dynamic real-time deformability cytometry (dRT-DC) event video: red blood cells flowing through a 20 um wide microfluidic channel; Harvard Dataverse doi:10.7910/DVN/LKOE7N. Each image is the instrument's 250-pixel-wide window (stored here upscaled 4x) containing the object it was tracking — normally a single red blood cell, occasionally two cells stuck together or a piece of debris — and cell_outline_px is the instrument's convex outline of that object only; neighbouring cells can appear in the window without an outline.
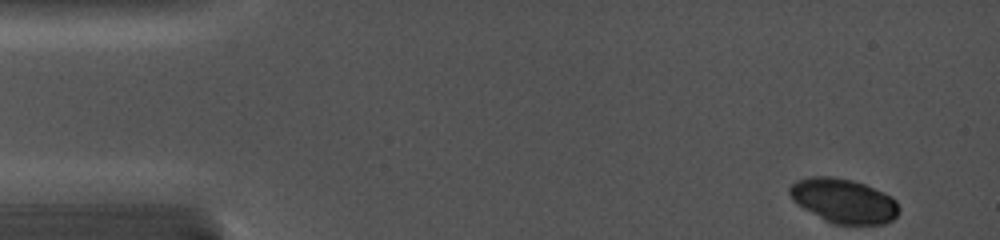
{"species": "common noctule bat (a hibernating species)", "species_latin": "Nyctalus noctula", "temperature_condition": "cold", "stored_images_in_passage": 6, "camera_frame_rate_fps": 5000, "um_per_image_px": 0.085, "animal": {"sex": "female", "body_mass_g": 19.0, "forearm_length_mm": 56.7}, "frame": {"image": 1, "passage_image": 1, "time_ms": 0.0, "image_size_px": [1000, 240], "cell_outline_px": [[900, 208], [896, 216], [892, 220], [884, 224], [832, 224], [824, 220], [796, 204], [792, 200], [788, 192], [788, 188], [796, 180], [812, 176], [832, 176], [852, 180], [864, 184], [884, 192], [892, 196], [896, 200]], "centroid_in_image_um": [71.7, 17.06], "position_along_channel_um": 13.3, "area_um2": 28.5}}